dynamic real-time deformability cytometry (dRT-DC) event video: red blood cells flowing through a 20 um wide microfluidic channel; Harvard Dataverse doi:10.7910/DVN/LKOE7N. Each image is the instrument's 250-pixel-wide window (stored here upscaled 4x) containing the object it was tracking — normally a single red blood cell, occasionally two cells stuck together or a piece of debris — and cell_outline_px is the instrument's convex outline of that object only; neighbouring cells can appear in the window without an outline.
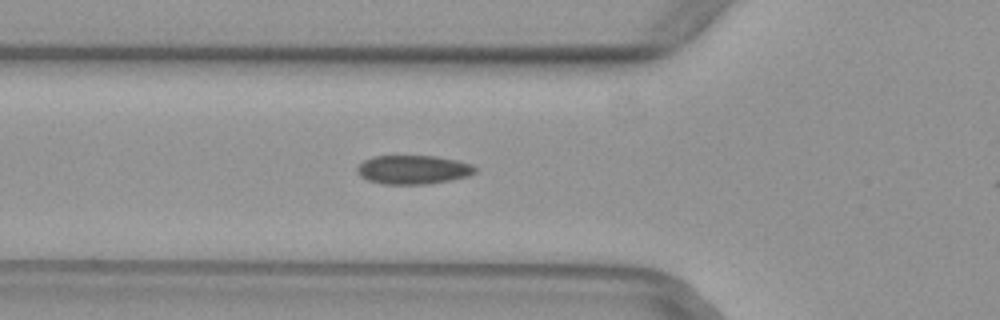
{"species": "common noctule bat (a hibernating species)", "species_latin": "Nyctalus noctula", "temperature_condition": "warm", "stored_images_in_passage": 6, "camera_frame_rate_fps": 3000, "um_per_image_px": 0.085, "animal": {"sex": "female", "body_mass_g": 29.2, "forearm_length_mm": 56.3}, "frame": {"image": 1, "passage_image": 5, "time_ms": 1.333, "image_size_px": [1000, 320], "cell_outline_px": [[480, 168], [476, 172], [468, 176], [428, 184], [380, 184], [368, 180], [360, 176], [356, 172], [356, 168], [364, 160], [372, 156], [436, 156], [456, 160], [472, 164]], "centroid_in_image_um": [35.12, 14.42], "position_along_channel_um": 90.7, "area_um2": 20.0}}